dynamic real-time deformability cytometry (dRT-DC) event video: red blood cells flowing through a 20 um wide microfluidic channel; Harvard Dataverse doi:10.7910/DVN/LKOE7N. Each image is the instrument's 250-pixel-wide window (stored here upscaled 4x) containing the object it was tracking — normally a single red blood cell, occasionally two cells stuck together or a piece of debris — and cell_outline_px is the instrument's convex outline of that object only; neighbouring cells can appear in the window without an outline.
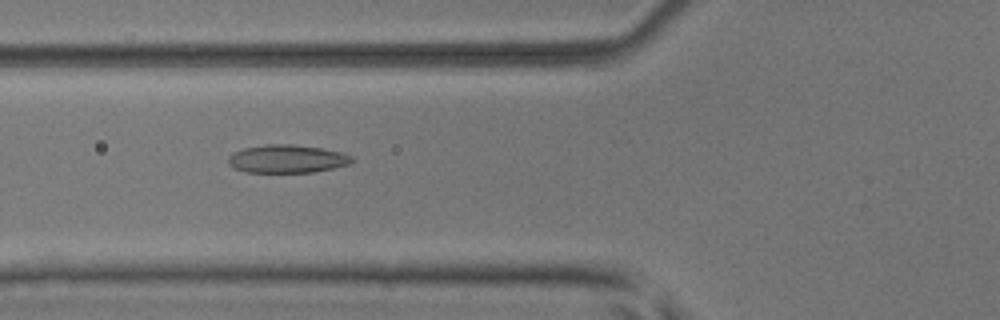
{"species": "common noctule bat (a hibernating species)", "species_latin": "Nyctalus noctula", "temperature_condition": "room temperature", "stored_images_in_passage": 34, "camera_frame_rate_fps": 3000, "um_per_image_px": 0.085, "animal": {"sex": "male", "body_mass_g": 17.9, "forearm_length_mm": 54.2}, "frame": {"image": 1, "passage_image": 9, "time_ms": 2.667, "image_size_px": [1000, 320], "cell_outline_px": [[356, 160], [348, 164], [332, 168], [312, 172], [248, 172], [232, 168], [228, 164], [228, 156], [232, 152], [244, 148], [264, 144], [292, 144], [320, 148], [340, 152], [352, 156]], "centroid_in_image_um": [24.36, 13.5], "position_along_channel_um": 101.4, "area_um2": 20.29}}
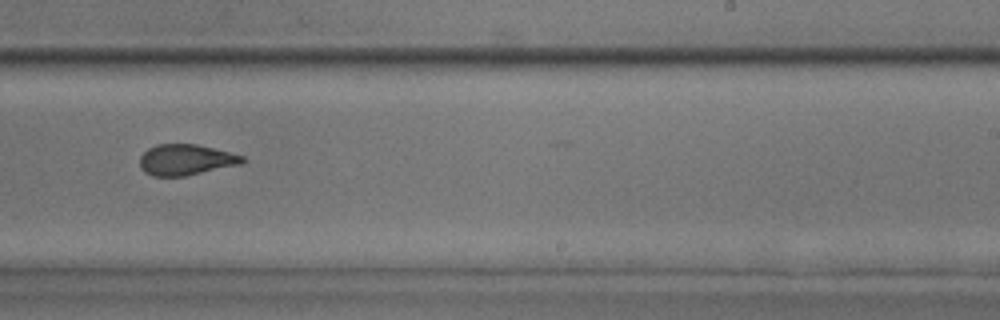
{"frame": {"image": 2, "passage_image": 22, "time_ms": 7.0, "image_size_px": [1000, 320], "cell_outline_px": [[248, 160], [240, 164], [184, 176], [152, 176], [144, 172], [140, 168], [140, 156], [148, 148], [156, 144], [196, 144], [244, 156]], "centroid_in_image_um": [15.77, 13.58], "position_along_channel_um": 273.2, "area_um2": 18.38}}
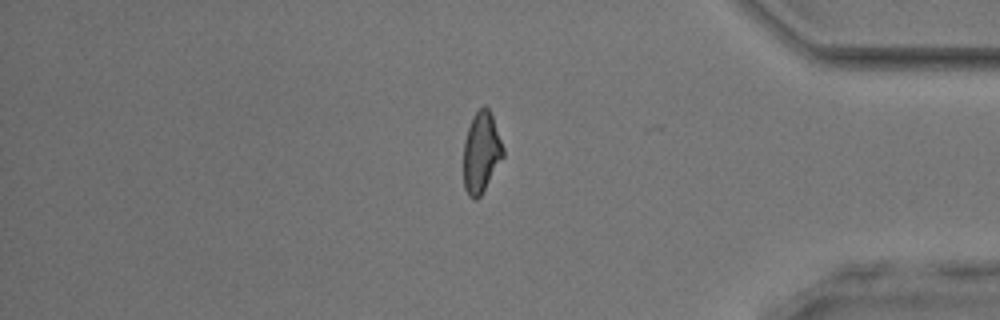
{"frame": {"image": 3, "passage_image": 33, "time_ms": 10.667, "image_size_px": [1000, 320], "cell_outline_px": [[504, 156], [480, 196], [476, 200], [472, 200], [468, 196], [464, 188], [464, 140], [472, 116], [484, 104], [488, 108], [492, 116], [504, 148]], "centroid_in_image_um": [40.9, 12.96], "position_along_channel_um": 394.3, "area_um2": 18.61}, "authors_computed_cell_mechanics": {"area_um2": 19.5075, "velocity_mm_per_s": 3.9728, "shape_relaxation_time_tau1_ms": 5.3574, "shape_relaxation_time_tau2_ms": 1.6748, "deformation_change_tau1": 0.1442, "deformation_change_tau2": 0.0993}}